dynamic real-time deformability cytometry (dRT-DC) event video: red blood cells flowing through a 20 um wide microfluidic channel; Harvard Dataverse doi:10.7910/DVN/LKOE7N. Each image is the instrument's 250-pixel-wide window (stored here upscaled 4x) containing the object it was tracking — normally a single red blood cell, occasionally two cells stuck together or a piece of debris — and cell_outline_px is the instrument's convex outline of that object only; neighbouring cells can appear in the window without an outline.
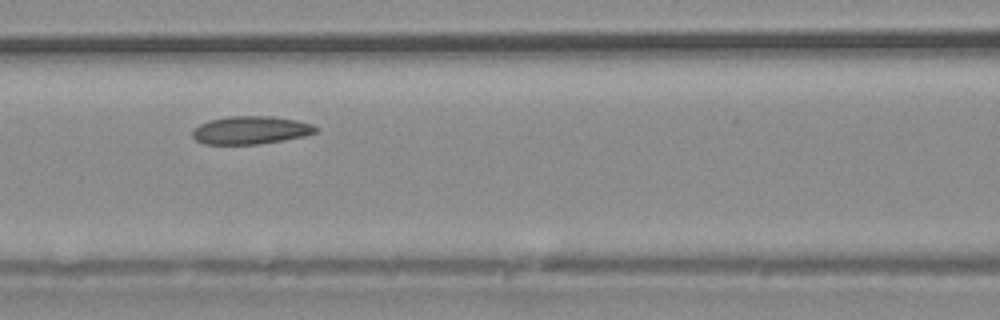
{"species": "common noctule bat (a hibernating species)", "species_latin": "Nyctalus noctula", "temperature_condition": "warm", "stored_images_in_passage": 35, "camera_frame_rate_fps": 3000, "um_per_image_px": 0.085, "animal": {"sex": "male", "body_mass_g": 20.4}, "frame": {"image": 1, "passage_image": 13, "time_ms": 4.0, "image_size_px": [1000, 320], "cell_outline_px": [[320, 128], [316, 132], [304, 136], [284, 140], [260, 144], [204, 144], [196, 140], [192, 136], [192, 128], [208, 120], [228, 116], [272, 116], [296, 120], [312, 124]], "centroid_in_image_um": [21.3, 11.06], "position_along_channel_um": 145.3, "area_um2": 20.29}}
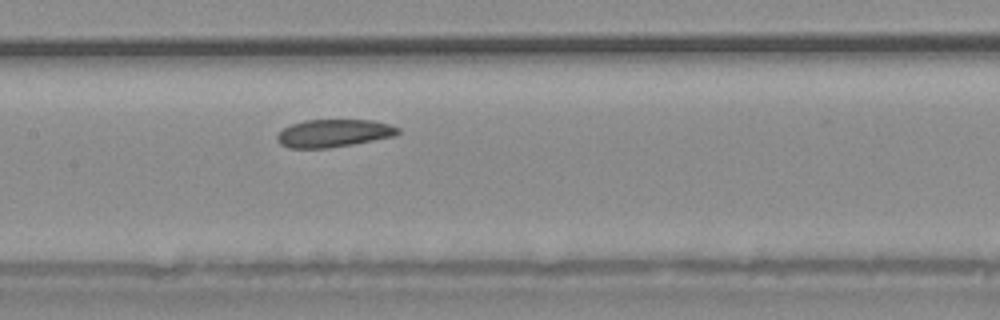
{"frame": {"image": 2, "passage_image": 15, "time_ms": 4.667, "image_size_px": [1000, 320], "cell_outline_px": [[400, 132], [392, 136], [352, 144], [328, 148], [288, 148], [280, 144], [276, 140], [276, 136], [284, 128], [292, 124], [304, 120], [372, 120], [392, 124], [400, 128]], "centroid_in_image_um": [28.35, 11.32], "position_along_channel_um": 179.1, "area_um2": 19.48}}
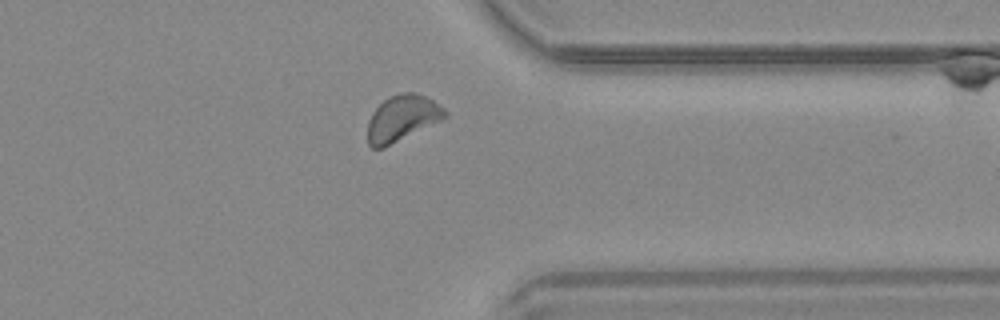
{"frame": {"image": 3, "passage_image": 27, "time_ms": 8.667, "image_size_px": [1000, 320], "cell_outline_px": [[448, 116], [384, 148], [372, 148], [368, 144], [368, 120], [372, 112], [384, 100], [392, 96], [404, 92], [416, 92], [432, 100], [444, 108], [448, 112]], "centroid_in_image_um": [34.17, 10.05], "position_along_channel_um": 377.2, "area_um2": 20.46}}